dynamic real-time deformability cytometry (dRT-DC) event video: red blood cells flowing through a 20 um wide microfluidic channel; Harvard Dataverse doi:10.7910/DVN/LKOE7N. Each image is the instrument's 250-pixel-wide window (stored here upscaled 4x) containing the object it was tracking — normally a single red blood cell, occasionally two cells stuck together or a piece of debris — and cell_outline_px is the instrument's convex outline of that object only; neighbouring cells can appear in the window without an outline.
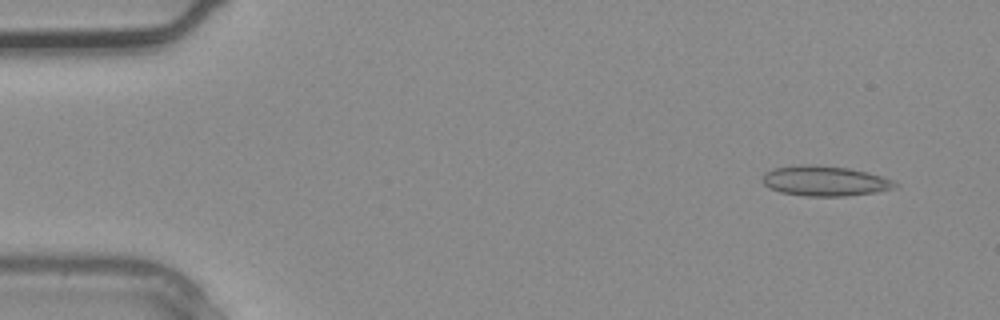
{"species": "common noctule bat (a hibernating species)", "species_latin": "Nyctalus noctula", "temperature_condition": "warm", "stored_images_in_passage": 3, "camera_frame_rate_fps": 3000, "um_per_image_px": 0.085, "animal": {"sex": "male", "body_mass_g": 20.4}, "frame": {"image": 1, "passage_image": 1, "time_ms": 0.0, "image_size_px": [1000, 320], "cell_outline_px": [[900, 184], [896, 188], [876, 192], [844, 196], [804, 196], [780, 192], [768, 188], [764, 184], [764, 172], [772, 168], [796, 164], [812, 164], [848, 168], [868, 172], [892, 180]], "centroid_in_image_um": [70.1, 15.37], "position_along_channel_um": 14.9, "area_um2": 23.47}}
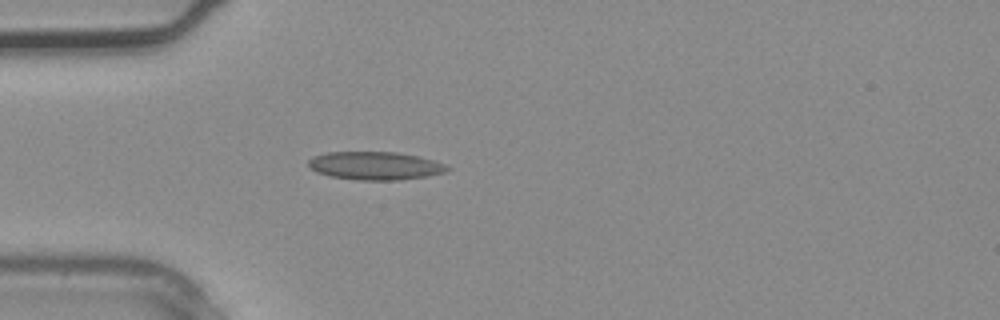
{"frame": {"image": 2, "passage_image": 3, "time_ms": 0.667, "image_size_px": [1000, 320], "cell_outline_px": [[452, 168], [448, 172], [428, 176], [400, 180], [356, 180], [328, 176], [316, 172], [308, 168], [308, 160], [312, 156], [328, 152], [396, 152], [416, 156], [432, 160], [444, 164]], "centroid_in_image_um": [31.86, 14.1], "position_along_channel_um": 53.1, "area_um2": 23.0}}